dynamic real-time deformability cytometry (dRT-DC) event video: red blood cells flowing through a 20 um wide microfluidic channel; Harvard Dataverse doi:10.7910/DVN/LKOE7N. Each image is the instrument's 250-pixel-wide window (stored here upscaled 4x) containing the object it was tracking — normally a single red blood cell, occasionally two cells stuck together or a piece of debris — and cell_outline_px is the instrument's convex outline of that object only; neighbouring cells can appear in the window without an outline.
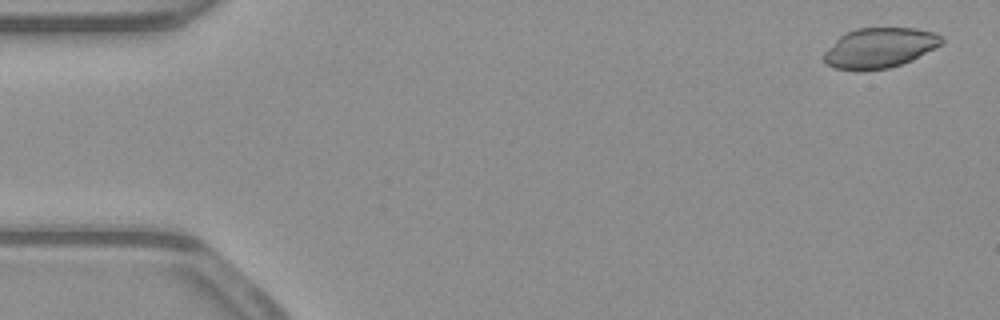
{"species": "common noctule bat (a hibernating species)", "species_latin": "Nyctalus noctula", "temperature_condition": "warm", "stored_images_in_passage": 52, "camera_frame_rate_fps": 3000, "um_per_image_px": 0.085, "animal": {"sex": "male", "body_mass_g": 23.1, "forearm_length_mm": 52.7}, "frame": {"image": 1, "passage_image": 2, "time_ms": 0.333, "image_size_px": [1000, 320], "cell_outline_px": [[944, 44], [912, 60], [888, 68], [836, 68], [824, 64], [824, 52], [844, 32], [856, 28], [916, 28], [936, 32], [944, 36]], "centroid_in_image_um": [74.84, 4.02], "position_along_channel_um": 10.2, "area_um2": 27.28}}